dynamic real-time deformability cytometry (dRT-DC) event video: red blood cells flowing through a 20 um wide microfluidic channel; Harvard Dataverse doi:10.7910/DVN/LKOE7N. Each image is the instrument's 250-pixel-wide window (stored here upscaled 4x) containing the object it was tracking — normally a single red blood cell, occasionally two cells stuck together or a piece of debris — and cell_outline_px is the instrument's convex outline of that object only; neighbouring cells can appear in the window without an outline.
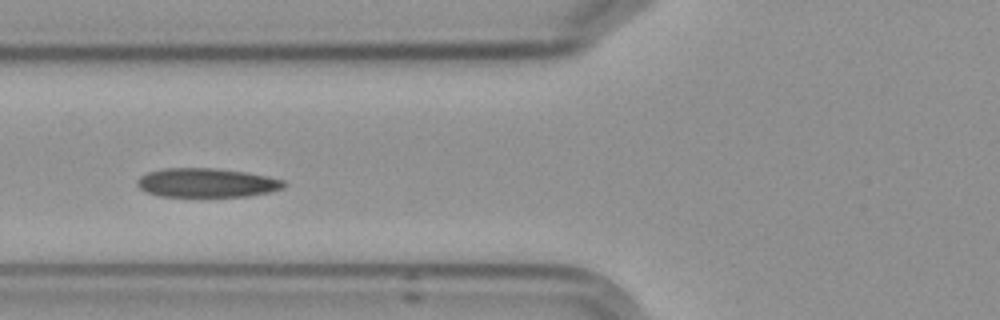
{"species": "Egyptian fruit bat (a non-hibernating species)", "species_latin": "Rousettus aegyptiacus", "temperature_condition": "cold", "stored_images_in_passage": 7, "camera_frame_rate_fps": 3000, "um_per_image_px": 0.085, "frame": {"image": 1, "passage_image": 4, "time_ms": 4.333, "image_size_px": [1000, 320], "cell_outline_px": [[288, 184], [284, 188], [272, 192], [248, 196], [160, 196], [148, 192], [140, 188], [136, 184], [136, 180], [140, 176], [148, 172], [164, 168], [216, 168], [244, 172], [268, 176], [284, 180]], "centroid_in_image_um": [17.61, 15.53], "position_along_channel_um": 108.2, "area_um2": 24.91}}